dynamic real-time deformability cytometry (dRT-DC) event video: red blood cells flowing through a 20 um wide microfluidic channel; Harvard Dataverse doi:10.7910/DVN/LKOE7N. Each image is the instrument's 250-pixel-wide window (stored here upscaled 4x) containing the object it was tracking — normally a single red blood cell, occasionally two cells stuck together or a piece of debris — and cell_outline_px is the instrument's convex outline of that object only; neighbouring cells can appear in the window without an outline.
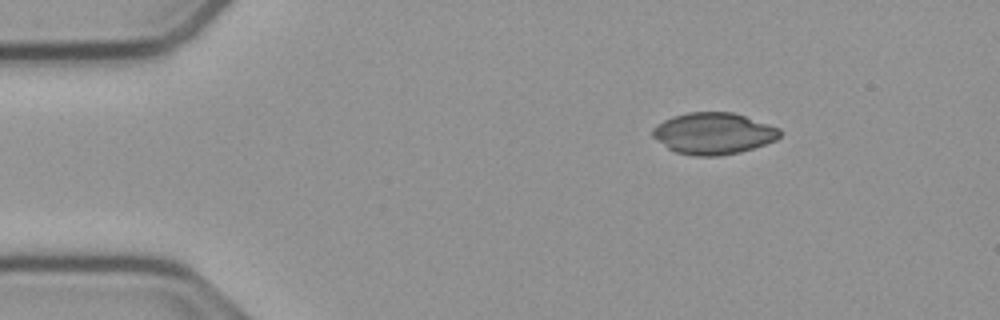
{"species": "common noctule bat (a hibernating species)", "species_latin": "Nyctalus noctula", "temperature_condition": "cold", "stored_images_in_passage": 47, "camera_frame_rate_fps": 3000, "um_per_image_px": 0.085, "animal": {"sex": "male", "body_mass_g": 23.1, "forearm_length_mm": 52.7}, "frame": {"image": 1, "passage_image": 1, "time_ms": 0.0, "image_size_px": [1000, 320], "cell_outline_px": [[780, 136], [776, 140], [740, 152], [716, 156], [696, 156], [676, 152], [668, 148], [652, 136], [652, 128], [656, 124], [672, 116], [688, 112], [732, 112], [780, 128]], "centroid_in_image_um": [60.61, 11.34], "position_along_channel_um": 24.4, "area_um2": 30.63}}
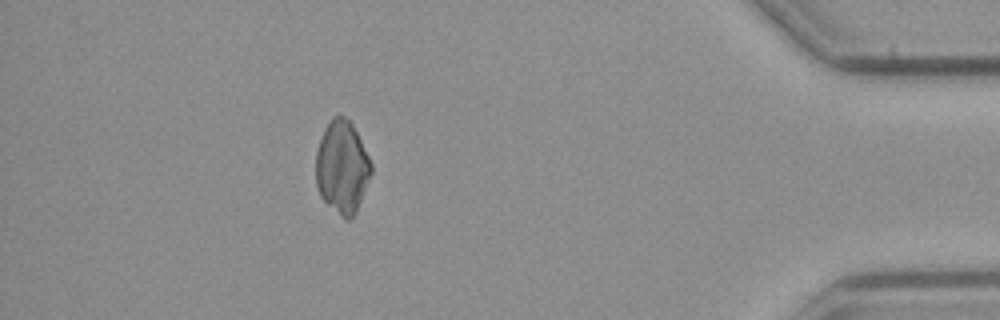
{"frame": {"image": 2, "passage_image": 41, "time_ms": 13.333, "image_size_px": [1000, 320], "cell_outline_px": [[372, 172], [356, 212], [348, 220], [344, 220], [320, 196], [316, 184], [316, 152], [324, 128], [332, 116], [340, 112], [352, 124], [372, 164]], "centroid_in_image_um": [29.06, 14.19], "position_along_channel_um": 406.1, "area_um2": 29.82}}